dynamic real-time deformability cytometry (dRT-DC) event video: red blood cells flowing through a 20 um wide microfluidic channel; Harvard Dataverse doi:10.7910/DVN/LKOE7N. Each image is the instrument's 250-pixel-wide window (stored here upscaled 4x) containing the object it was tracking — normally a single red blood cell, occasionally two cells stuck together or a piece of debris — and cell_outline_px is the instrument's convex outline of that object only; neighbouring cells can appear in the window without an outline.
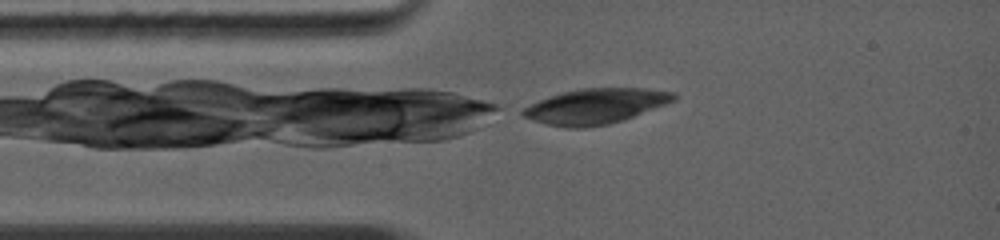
{"species": "common noctule bat (a hibernating species)", "species_latin": "Nyctalus noctula", "temperature_condition": "warm", "stored_images_in_passage": 1, "camera_frame_rate_fps": 5000, "um_per_image_px": 0.085, "animal": {"sex": "female", "body_mass_g": 19.0, "forearm_length_mm": 56.7}, "frame": {"image": 1, "passage_image": 1, "time_ms": 0.0, "image_size_px": [1000, 240], "cell_outline_px": [[676, 100], [624, 120], [608, 124], [580, 128], [568, 128], [548, 124], [524, 116], [520, 112], [524, 108], [540, 100], [564, 92], [580, 88], [644, 88], [676, 92]], "centroid_in_image_um": [50.69, 9.02], "position_along_channel_um": 34.3, "area_um2": 30.58}}